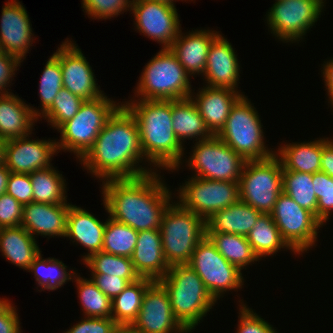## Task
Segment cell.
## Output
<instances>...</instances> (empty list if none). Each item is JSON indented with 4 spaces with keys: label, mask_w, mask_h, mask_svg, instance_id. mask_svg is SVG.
<instances>
[{
    "label": "cell",
    "mask_w": 333,
    "mask_h": 333,
    "mask_svg": "<svg viewBox=\"0 0 333 333\" xmlns=\"http://www.w3.org/2000/svg\"><path fill=\"white\" fill-rule=\"evenodd\" d=\"M143 159L137 121L122 104L79 161L88 172L103 182L137 178L154 172L156 168H145L139 164L144 162Z\"/></svg>",
    "instance_id": "1"
},
{
    "label": "cell",
    "mask_w": 333,
    "mask_h": 333,
    "mask_svg": "<svg viewBox=\"0 0 333 333\" xmlns=\"http://www.w3.org/2000/svg\"><path fill=\"white\" fill-rule=\"evenodd\" d=\"M159 174L155 171L137 178L103 181L102 201L109 217L137 232L159 230L173 198Z\"/></svg>",
    "instance_id": "2"
},
{
    "label": "cell",
    "mask_w": 333,
    "mask_h": 333,
    "mask_svg": "<svg viewBox=\"0 0 333 333\" xmlns=\"http://www.w3.org/2000/svg\"><path fill=\"white\" fill-rule=\"evenodd\" d=\"M123 105L137 121L145 162L156 171L157 167L178 171L185 148L173 130L172 100L131 99Z\"/></svg>",
    "instance_id": "3"
},
{
    "label": "cell",
    "mask_w": 333,
    "mask_h": 333,
    "mask_svg": "<svg viewBox=\"0 0 333 333\" xmlns=\"http://www.w3.org/2000/svg\"><path fill=\"white\" fill-rule=\"evenodd\" d=\"M158 282L168 293L174 317L189 333L217 303L189 264L170 266Z\"/></svg>",
    "instance_id": "4"
},
{
    "label": "cell",
    "mask_w": 333,
    "mask_h": 333,
    "mask_svg": "<svg viewBox=\"0 0 333 333\" xmlns=\"http://www.w3.org/2000/svg\"><path fill=\"white\" fill-rule=\"evenodd\" d=\"M143 69L134 90L135 97L141 100L173 101L190 98L194 93L190 76L170 49L161 48Z\"/></svg>",
    "instance_id": "5"
},
{
    "label": "cell",
    "mask_w": 333,
    "mask_h": 333,
    "mask_svg": "<svg viewBox=\"0 0 333 333\" xmlns=\"http://www.w3.org/2000/svg\"><path fill=\"white\" fill-rule=\"evenodd\" d=\"M171 203L163 214L159 228L163 254L169 266L188 264L194 249L206 236V221L178 202Z\"/></svg>",
    "instance_id": "6"
},
{
    "label": "cell",
    "mask_w": 333,
    "mask_h": 333,
    "mask_svg": "<svg viewBox=\"0 0 333 333\" xmlns=\"http://www.w3.org/2000/svg\"><path fill=\"white\" fill-rule=\"evenodd\" d=\"M121 105L105 94L97 99L85 100L77 114L57 129L61 134L59 142L56 141L57 151L73 152L80 160Z\"/></svg>",
    "instance_id": "7"
},
{
    "label": "cell",
    "mask_w": 333,
    "mask_h": 333,
    "mask_svg": "<svg viewBox=\"0 0 333 333\" xmlns=\"http://www.w3.org/2000/svg\"><path fill=\"white\" fill-rule=\"evenodd\" d=\"M243 95L231 108L217 136L246 161L264 160L275 155L265 145L264 130L256 108Z\"/></svg>",
    "instance_id": "8"
},
{
    "label": "cell",
    "mask_w": 333,
    "mask_h": 333,
    "mask_svg": "<svg viewBox=\"0 0 333 333\" xmlns=\"http://www.w3.org/2000/svg\"><path fill=\"white\" fill-rule=\"evenodd\" d=\"M282 171L281 160L276 155L246 161L239 180L240 201L262 214H270L282 193Z\"/></svg>",
    "instance_id": "9"
},
{
    "label": "cell",
    "mask_w": 333,
    "mask_h": 333,
    "mask_svg": "<svg viewBox=\"0 0 333 333\" xmlns=\"http://www.w3.org/2000/svg\"><path fill=\"white\" fill-rule=\"evenodd\" d=\"M195 145V146H194ZM186 166L193 177L219 181H239L246 160L217 135L195 142Z\"/></svg>",
    "instance_id": "10"
},
{
    "label": "cell",
    "mask_w": 333,
    "mask_h": 333,
    "mask_svg": "<svg viewBox=\"0 0 333 333\" xmlns=\"http://www.w3.org/2000/svg\"><path fill=\"white\" fill-rule=\"evenodd\" d=\"M178 203L205 221L214 213L240 200L239 181L188 178L177 190Z\"/></svg>",
    "instance_id": "11"
},
{
    "label": "cell",
    "mask_w": 333,
    "mask_h": 333,
    "mask_svg": "<svg viewBox=\"0 0 333 333\" xmlns=\"http://www.w3.org/2000/svg\"><path fill=\"white\" fill-rule=\"evenodd\" d=\"M188 264L216 302L226 291H238L244 285L242 271L229 263L207 236L198 243Z\"/></svg>",
    "instance_id": "12"
},
{
    "label": "cell",
    "mask_w": 333,
    "mask_h": 333,
    "mask_svg": "<svg viewBox=\"0 0 333 333\" xmlns=\"http://www.w3.org/2000/svg\"><path fill=\"white\" fill-rule=\"evenodd\" d=\"M270 214L282 239L294 254L302 255L315 246L318 230L323 224L312 212L299 206L291 197L282 192Z\"/></svg>",
    "instance_id": "13"
},
{
    "label": "cell",
    "mask_w": 333,
    "mask_h": 333,
    "mask_svg": "<svg viewBox=\"0 0 333 333\" xmlns=\"http://www.w3.org/2000/svg\"><path fill=\"white\" fill-rule=\"evenodd\" d=\"M324 0H278L267 12L270 32L282 42H299L318 21Z\"/></svg>",
    "instance_id": "14"
},
{
    "label": "cell",
    "mask_w": 333,
    "mask_h": 333,
    "mask_svg": "<svg viewBox=\"0 0 333 333\" xmlns=\"http://www.w3.org/2000/svg\"><path fill=\"white\" fill-rule=\"evenodd\" d=\"M176 6L153 0H133L131 10L138 32L170 49L182 27Z\"/></svg>",
    "instance_id": "15"
},
{
    "label": "cell",
    "mask_w": 333,
    "mask_h": 333,
    "mask_svg": "<svg viewBox=\"0 0 333 333\" xmlns=\"http://www.w3.org/2000/svg\"><path fill=\"white\" fill-rule=\"evenodd\" d=\"M130 327L138 333H189L174 317L168 293L158 281L146 289L137 319Z\"/></svg>",
    "instance_id": "16"
},
{
    "label": "cell",
    "mask_w": 333,
    "mask_h": 333,
    "mask_svg": "<svg viewBox=\"0 0 333 333\" xmlns=\"http://www.w3.org/2000/svg\"><path fill=\"white\" fill-rule=\"evenodd\" d=\"M68 38L59 47L63 87L84 100L104 95L97 86L94 72L81 49Z\"/></svg>",
    "instance_id": "17"
},
{
    "label": "cell",
    "mask_w": 333,
    "mask_h": 333,
    "mask_svg": "<svg viewBox=\"0 0 333 333\" xmlns=\"http://www.w3.org/2000/svg\"><path fill=\"white\" fill-rule=\"evenodd\" d=\"M29 137L7 140L5 165L11 172L31 174L50 167L54 154L59 153L56 139L30 140Z\"/></svg>",
    "instance_id": "18"
},
{
    "label": "cell",
    "mask_w": 333,
    "mask_h": 333,
    "mask_svg": "<svg viewBox=\"0 0 333 333\" xmlns=\"http://www.w3.org/2000/svg\"><path fill=\"white\" fill-rule=\"evenodd\" d=\"M0 23V40L4 52L16 56L22 62L34 41L30 18L22 3L8 0L2 8Z\"/></svg>",
    "instance_id": "19"
},
{
    "label": "cell",
    "mask_w": 333,
    "mask_h": 333,
    "mask_svg": "<svg viewBox=\"0 0 333 333\" xmlns=\"http://www.w3.org/2000/svg\"><path fill=\"white\" fill-rule=\"evenodd\" d=\"M232 44L219 34L208 51L203 80L207 86L238 90L240 63Z\"/></svg>",
    "instance_id": "20"
},
{
    "label": "cell",
    "mask_w": 333,
    "mask_h": 333,
    "mask_svg": "<svg viewBox=\"0 0 333 333\" xmlns=\"http://www.w3.org/2000/svg\"><path fill=\"white\" fill-rule=\"evenodd\" d=\"M240 90L203 86L190 98L195 103L205 125L212 135H217L224 127L234 104L244 95Z\"/></svg>",
    "instance_id": "21"
},
{
    "label": "cell",
    "mask_w": 333,
    "mask_h": 333,
    "mask_svg": "<svg viewBox=\"0 0 333 333\" xmlns=\"http://www.w3.org/2000/svg\"><path fill=\"white\" fill-rule=\"evenodd\" d=\"M70 203L49 204L31 202L23 206L20 226L34 238L36 235L65 237Z\"/></svg>",
    "instance_id": "22"
},
{
    "label": "cell",
    "mask_w": 333,
    "mask_h": 333,
    "mask_svg": "<svg viewBox=\"0 0 333 333\" xmlns=\"http://www.w3.org/2000/svg\"><path fill=\"white\" fill-rule=\"evenodd\" d=\"M180 30L170 50L176 55L179 63L189 76L204 74L209 47L220 34L219 31L201 29L189 31L183 35Z\"/></svg>",
    "instance_id": "23"
},
{
    "label": "cell",
    "mask_w": 333,
    "mask_h": 333,
    "mask_svg": "<svg viewBox=\"0 0 333 333\" xmlns=\"http://www.w3.org/2000/svg\"><path fill=\"white\" fill-rule=\"evenodd\" d=\"M130 259L140 277L154 281L163 278L170 266L163 254L160 230L139 231Z\"/></svg>",
    "instance_id": "24"
},
{
    "label": "cell",
    "mask_w": 333,
    "mask_h": 333,
    "mask_svg": "<svg viewBox=\"0 0 333 333\" xmlns=\"http://www.w3.org/2000/svg\"><path fill=\"white\" fill-rule=\"evenodd\" d=\"M39 117V109L27 105L18 95H0V138L11 140L31 135Z\"/></svg>",
    "instance_id": "25"
},
{
    "label": "cell",
    "mask_w": 333,
    "mask_h": 333,
    "mask_svg": "<svg viewBox=\"0 0 333 333\" xmlns=\"http://www.w3.org/2000/svg\"><path fill=\"white\" fill-rule=\"evenodd\" d=\"M105 226L106 221L103 223L85 209L71 204L67 214L65 237L88 249L87 255L82 258L84 261L91 254L102 251Z\"/></svg>",
    "instance_id": "26"
},
{
    "label": "cell",
    "mask_w": 333,
    "mask_h": 333,
    "mask_svg": "<svg viewBox=\"0 0 333 333\" xmlns=\"http://www.w3.org/2000/svg\"><path fill=\"white\" fill-rule=\"evenodd\" d=\"M262 213L249 204L237 201L206 220V233L247 236Z\"/></svg>",
    "instance_id": "27"
},
{
    "label": "cell",
    "mask_w": 333,
    "mask_h": 333,
    "mask_svg": "<svg viewBox=\"0 0 333 333\" xmlns=\"http://www.w3.org/2000/svg\"><path fill=\"white\" fill-rule=\"evenodd\" d=\"M0 251L8 262L25 270L41 252L35 238L21 226L0 229Z\"/></svg>",
    "instance_id": "28"
},
{
    "label": "cell",
    "mask_w": 333,
    "mask_h": 333,
    "mask_svg": "<svg viewBox=\"0 0 333 333\" xmlns=\"http://www.w3.org/2000/svg\"><path fill=\"white\" fill-rule=\"evenodd\" d=\"M323 138L310 142L280 145L275 155L281 160L283 170L316 173L321 169Z\"/></svg>",
    "instance_id": "29"
},
{
    "label": "cell",
    "mask_w": 333,
    "mask_h": 333,
    "mask_svg": "<svg viewBox=\"0 0 333 333\" xmlns=\"http://www.w3.org/2000/svg\"><path fill=\"white\" fill-rule=\"evenodd\" d=\"M172 123L174 133L182 145L186 139L195 138L197 142L212 136L191 98L172 101Z\"/></svg>",
    "instance_id": "30"
},
{
    "label": "cell",
    "mask_w": 333,
    "mask_h": 333,
    "mask_svg": "<svg viewBox=\"0 0 333 333\" xmlns=\"http://www.w3.org/2000/svg\"><path fill=\"white\" fill-rule=\"evenodd\" d=\"M154 280L141 277L112 299L111 318L120 327H130L137 319L146 289Z\"/></svg>",
    "instance_id": "31"
},
{
    "label": "cell",
    "mask_w": 333,
    "mask_h": 333,
    "mask_svg": "<svg viewBox=\"0 0 333 333\" xmlns=\"http://www.w3.org/2000/svg\"><path fill=\"white\" fill-rule=\"evenodd\" d=\"M246 237L260 260L262 257L274 255L281 248L294 252L282 239L271 214H261Z\"/></svg>",
    "instance_id": "32"
},
{
    "label": "cell",
    "mask_w": 333,
    "mask_h": 333,
    "mask_svg": "<svg viewBox=\"0 0 333 333\" xmlns=\"http://www.w3.org/2000/svg\"><path fill=\"white\" fill-rule=\"evenodd\" d=\"M218 252L240 271L260 259L254 253L247 237L228 233H206ZM255 261V262H254Z\"/></svg>",
    "instance_id": "33"
},
{
    "label": "cell",
    "mask_w": 333,
    "mask_h": 333,
    "mask_svg": "<svg viewBox=\"0 0 333 333\" xmlns=\"http://www.w3.org/2000/svg\"><path fill=\"white\" fill-rule=\"evenodd\" d=\"M33 202L61 204L67 202L66 179L52 165L30 174Z\"/></svg>",
    "instance_id": "34"
},
{
    "label": "cell",
    "mask_w": 333,
    "mask_h": 333,
    "mask_svg": "<svg viewBox=\"0 0 333 333\" xmlns=\"http://www.w3.org/2000/svg\"><path fill=\"white\" fill-rule=\"evenodd\" d=\"M27 271L34 272L35 281L41 287V291L56 290L66 284L67 281L73 280L76 274L73 270L67 272V266L59 259L50 257L43 259L41 252Z\"/></svg>",
    "instance_id": "35"
},
{
    "label": "cell",
    "mask_w": 333,
    "mask_h": 333,
    "mask_svg": "<svg viewBox=\"0 0 333 333\" xmlns=\"http://www.w3.org/2000/svg\"><path fill=\"white\" fill-rule=\"evenodd\" d=\"M282 192L291 197L299 206L312 212L317 218V198L312 174L283 170Z\"/></svg>",
    "instance_id": "36"
},
{
    "label": "cell",
    "mask_w": 333,
    "mask_h": 333,
    "mask_svg": "<svg viewBox=\"0 0 333 333\" xmlns=\"http://www.w3.org/2000/svg\"><path fill=\"white\" fill-rule=\"evenodd\" d=\"M78 298L85 317L111 318L112 299L106 296L92 281L83 277L74 276Z\"/></svg>",
    "instance_id": "37"
},
{
    "label": "cell",
    "mask_w": 333,
    "mask_h": 333,
    "mask_svg": "<svg viewBox=\"0 0 333 333\" xmlns=\"http://www.w3.org/2000/svg\"><path fill=\"white\" fill-rule=\"evenodd\" d=\"M91 274H108L127 279L130 283L141 278L135 271L132 260L103 251L93 253L83 261Z\"/></svg>",
    "instance_id": "38"
},
{
    "label": "cell",
    "mask_w": 333,
    "mask_h": 333,
    "mask_svg": "<svg viewBox=\"0 0 333 333\" xmlns=\"http://www.w3.org/2000/svg\"><path fill=\"white\" fill-rule=\"evenodd\" d=\"M138 239V232L108 216L104 230L102 251L122 257H131Z\"/></svg>",
    "instance_id": "39"
},
{
    "label": "cell",
    "mask_w": 333,
    "mask_h": 333,
    "mask_svg": "<svg viewBox=\"0 0 333 333\" xmlns=\"http://www.w3.org/2000/svg\"><path fill=\"white\" fill-rule=\"evenodd\" d=\"M63 87L62 70L59 62V47L48 59L43 69L39 94L42 107L40 117L52 106L55 96Z\"/></svg>",
    "instance_id": "40"
},
{
    "label": "cell",
    "mask_w": 333,
    "mask_h": 333,
    "mask_svg": "<svg viewBox=\"0 0 333 333\" xmlns=\"http://www.w3.org/2000/svg\"><path fill=\"white\" fill-rule=\"evenodd\" d=\"M84 101L83 98L62 87L55 96L52 106L40 118H45L56 130L77 114Z\"/></svg>",
    "instance_id": "41"
},
{
    "label": "cell",
    "mask_w": 333,
    "mask_h": 333,
    "mask_svg": "<svg viewBox=\"0 0 333 333\" xmlns=\"http://www.w3.org/2000/svg\"><path fill=\"white\" fill-rule=\"evenodd\" d=\"M312 182L317 198V219L324 226L333 211V178L320 171L312 174Z\"/></svg>",
    "instance_id": "42"
},
{
    "label": "cell",
    "mask_w": 333,
    "mask_h": 333,
    "mask_svg": "<svg viewBox=\"0 0 333 333\" xmlns=\"http://www.w3.org/2000/svg\"><path fill=\"white\" fill-rule=\"evenodd\" d=\"M133 0H82L85 15L93 19H111L131 10Z\"/></svg>",
    "instance_id": "43"
},
{
    "label": "cell",
    "mask_w": 333,
    "mask_h": 333,
    "mask_svg": "<svg viewBox=\"0 0 333 333\" xmlns=\"http://www.w3.org/2000/svg\"><path fill=\"white\" fill-rule=\"evenodd\" d=\"M238 306L240 311L237 333H277L273 325L249 309L246 303L242 301Z\"/></svg>",
    "instance_id": "44"
},
{
    "label": "cell",
    "mask_w": 333,
    "mask_h": 333,
    "mask_svg": "<svg viewBox=\"0 0 333 333\" xmlns=\"http://www.w3.org/2000/svg\"><path fill=\"white\" fill-rule=\"evenodd\" d=\"M6 193L14 197L23 206L33 202L30 174L11 172Z\"/></svg>",
    "instance_id": "45"
},
{
    "label": "cell",
    "mask_w": 333,
    "mask_h": 333,
    "mask_svg": "<svg viewBox=\"0 0 333 333\" xmlns=\"http://www.w3.org/2000/svg\"><path fill=\"white\" fill-rule=\"evenodd\" d=\"M23 217V205L5 193L0 196V229L18 227Z\"/></svg>",
    "instance_id": "46"
},
{
    "label": "cell",
    "mask_w": 333,
    "mask_h": 333,
    "mask_svg": "<svg viewBox=\"0 0 333 333\" xmlns=\"http://www.w3.org/2000/svg\"><path fill=\"white\" fill-rule=\"evenodd\" d=\"M83 319L64 333H116L120 327L112 318L84 317Z\"/></svg>",
    "instance_id": "47"
},
{
    "label": "cell",
    "mask_w": 333,
    "mask_h": 333,
    "mask_svg": "<svg viewBox=\"0 0 333 333\" xmlns=\"http://www.w3.org/2000/svg\"><path fill=\"white\" fill-rule=\"evenodd\" d=\"M95 285L109 298L119 295L130 283L127 279L108 274H91Z\"/></svg>",
    "instance_id": "48"
},
{
    "label": "cell",
    "mask_w": 333,
    "mask_h": 333,
    "mask_svg": "<svg viewBox=\"0 0 333 333\" xmlns=\"http://www.w3.org/2000/svg\"><path fill=\"white\" fill-rule=\"evenodd\" d=\"M16 308L7 299H0V333H21Z\"/></svg>",
    "instance_id": "49"
},
{
    "label": "cell",
    "mask_w": 333,
    "mask_h": 333,
    "mask_svg": "<svg viewBox=\"0 0 333 333\" xmlns=\"http://www.w3.org/2000/svg\"><path fill=\"white\" fill-rule=\"evenodd\" d=\"M20 65L21 61L16 56L7 54L5 52L0 54V95L11 93L8 92L10 89L7 87H10L9 84L12 80H14L12 77L15 76V71L18 70L17 67Z\"/></svg>",
    "instance_id": "50"
},
{
    "label": "cell",
    "mask_w": 333,
    "mask_h": 333,
    "mask_svg": "<svg viewBox=\"0 0 333 333\" xmlns=\"http://www.w3.org/2000/svg\"><path fill=\"white\" fill-rule=\"evenodd\" d=\"M320 171L333 178V140L328 137L323 138Z\"/></svg>",
    "instance_id": "51"
},
{
    "label": "cell",
    "mask_w": 333,
    "mask_h": 333,
    "mask_svg": "<svg viewBox=\"0 0 333 333\" xmlns=\"http://www.w3.org/2000/svg\"><path fill=\"white\" fill-rule=\"evenodd\" d=\"M324 63L322 65L323 70H321L323 74L322 76L328 93L327 95L329 96L330 102L328 103L333 107V58Z\"/></svg>",
    "instance_id": "52"
},
{
    "label": "cell",
    "mask_w": 333,
    "mask_h": 333,
    "mask_svg": "<svg viewBox=\"0 0 333 333\" xmlns=\"http://www.w3.org/2000/svg\"><path fill=\"white\" fill-rule=\"evenodd\" d=\"M11 171L7 168L5 164L0 166V196L6 193L7 190V183Z\"/></svg>",
    "instance_id": "53"
},
{
    "label": "cell",
    "mask_w": 333,
    "mask_h": 333,
    "mask_svg": "<svg viewBox=\"0 0 333 333\" xmlns=\"http://www.w3.org/2000/svg\"><path fill=\"white\" fill-rule=\"evenodd\" d=\"M7 140L0 138V166L5 164Z\"/></svg>",
    "instance_id": "54"
},
{
    "label": "cell",
    "mask_w": 333,
    "mask_h": 333,
    "mask_svg": "<svg viewBox=\"0 0 333 333\" xmlns=\"http://www.w3.org/2000/svg\"><path fill=\"white\" fill-rule=\"evenodd\" d=\"M116 333H138L131 327H119Z\"/></svg>",
    "instance_id": "55"
},
{
    "label": "cell",
    "mask_w": 333,
    "mask_h": 333,
    "mask_svg": "<svg viewBox=\"0 0 333 333\" xmlns=\"http://www.w3.org/2000/svg\"><path fill=\"white\" fill-rule=\"evenodd\" d=\"M153 1H159V2H163V3H167V4H170V5H172V6H175L174 4V2H176V1H178V0H153ZM181 1H184V0H181ZM186 1V0H185ZM191 1H193V0H191Z\"/></svg>",
    "instance_id": "56"
},
{
    "label": "cell",
    "mask_w": 333,
    "mask_h": 333,
    "mask_svg": "<svg viewBox=\"0 0 333 333\" xmlns=\"http://www.w3.org/2000/svg\"><path fill=\"white\" fill-rule=\"evenodd\" d=\"M1 53H4V50H3V48H2V44H1V40H0V54Z\"/></svg>",
    "instance_id": "57"
}]
</instances>
